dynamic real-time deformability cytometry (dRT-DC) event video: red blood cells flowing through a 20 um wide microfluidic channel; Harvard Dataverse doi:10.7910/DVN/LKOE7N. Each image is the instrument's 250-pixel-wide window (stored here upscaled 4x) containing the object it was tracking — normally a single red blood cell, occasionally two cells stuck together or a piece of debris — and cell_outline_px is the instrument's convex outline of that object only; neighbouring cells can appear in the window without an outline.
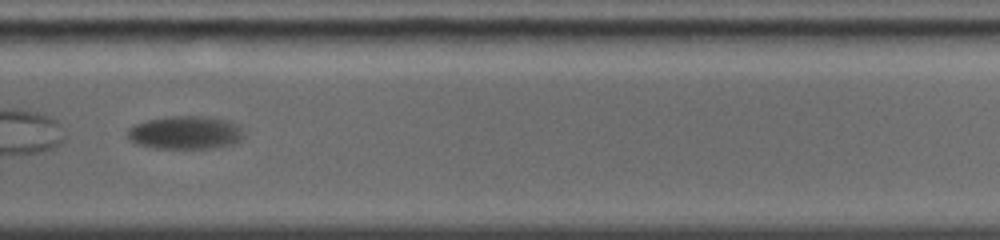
{"species": "common noctule bat (a hibernating species)", "species_latin": "Nyctalus noctula", "temperature_condition": "warm", "stored_images_in_passage": 11, "camera_frame_rate_fps": 5000, "um_per_image_px": 0.085, "animal": {"sex": "female", "body_mass_g": 19.0, "forearm_length_mm": 56.7}, "frame": {"image": 1, "passage_image": 10, "time_ms": 6.4, "image_size_px": [1000, 240], "cell_outline_px": [[244, 132], [232, 144], [212, 148], [156, 148], [136, 144], [128, 136], [128, 128], [136, 124], [148, 120], [164, 116], [204, 116], [228, 120], [236, 124]], "centroid_in_image_um": [15.72, 11.26], "position_along_channel_um": 314.1, "area_um2": 22.2}}